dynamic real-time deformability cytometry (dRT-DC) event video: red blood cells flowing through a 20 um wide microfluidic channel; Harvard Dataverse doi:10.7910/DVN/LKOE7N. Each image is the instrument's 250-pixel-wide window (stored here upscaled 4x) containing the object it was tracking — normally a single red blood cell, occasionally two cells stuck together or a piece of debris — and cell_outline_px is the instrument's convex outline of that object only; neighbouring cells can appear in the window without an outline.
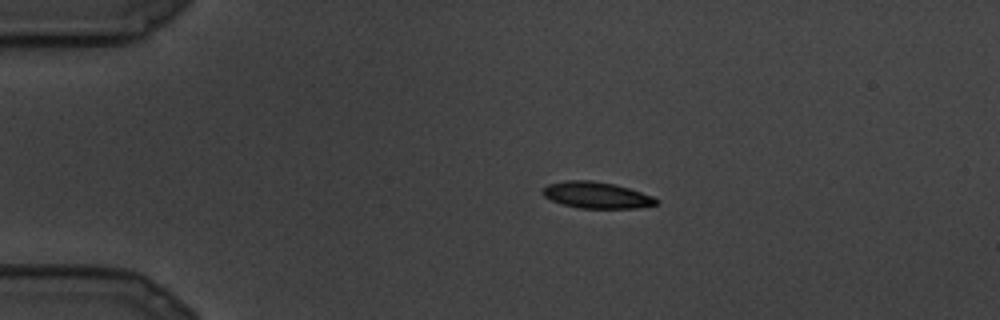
{"species": "common noctule bat (a hibernating species)", "species_latin": "Nyctalus noctula", "temperature_condition": "cold", "stored_images_in_passage": 22, "camera_frame_rate_fps": 3000, "um_per_image_px": 0.085, "animal": {"sex": "male", "body_mass_g": 19.5, "forearm_length_mm": 54.6}, "frame": {"image": 1, "passage_image": 1, "time_ms": 0.0, "image_size_px": [1000, 320], "cell_outline_px": [[660, 204], [640, 208], [580, 208], [560, 204], [544, 196], [540, 192], [548, 184], [564, 180], [592, 180], [612, 184], [628, 188], [652, 196], [660, 200]], "centroid_in_image_um": [50.71, 16.59], "position_along_channel_um": 34.3, "area_um2": 17.57}}
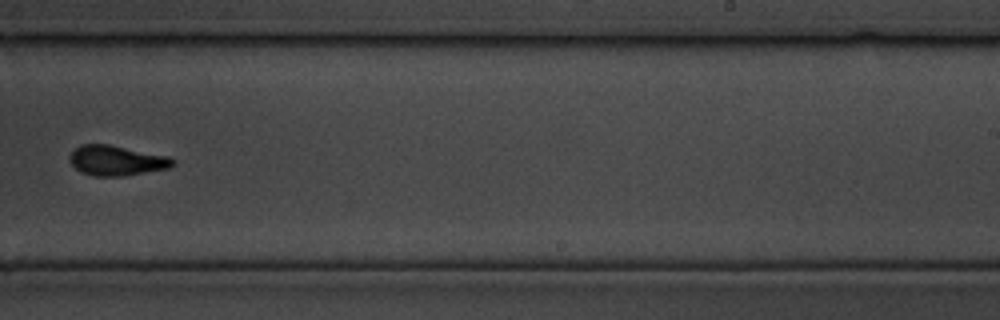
{"frame": {"image": 2, "passage_image": 13, "time_ms": 4.0, "image_size_px": [1000, 320], "cell_outline_px": [[176, 164], [168, 168], [120, 176], [92, 176], [76, 168], [68, 160], [68, 156], [80, 144], [108, 144], [168, 156], [176, 160]], "centroid_in_image_um": [9.9, 13.63], "position_along_channel_um": 279.1, "area_um2": 17.92}}
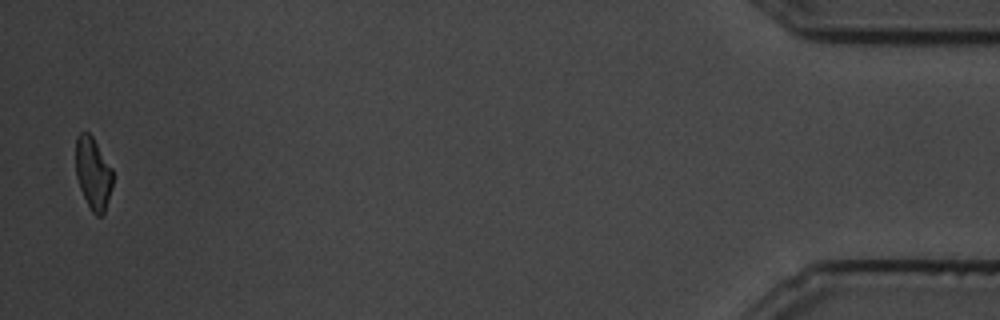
{"frame": {"image": 3, "passage_image": 22, "time_ms": 7.0, "image_size_px": [1000, 320], "cell_outline_px": [[112, 188], [104, 212], [100, 216], [96, 216], [92, 212], [80, 188], [76, 176], [76, 136], [80, 132], [88, 132], [92, 136], [112, 168]], "centroid_in_image_um": [7.91, 14.72], "position_along_channel_um": 427.3, "area_um2": 15.43}}